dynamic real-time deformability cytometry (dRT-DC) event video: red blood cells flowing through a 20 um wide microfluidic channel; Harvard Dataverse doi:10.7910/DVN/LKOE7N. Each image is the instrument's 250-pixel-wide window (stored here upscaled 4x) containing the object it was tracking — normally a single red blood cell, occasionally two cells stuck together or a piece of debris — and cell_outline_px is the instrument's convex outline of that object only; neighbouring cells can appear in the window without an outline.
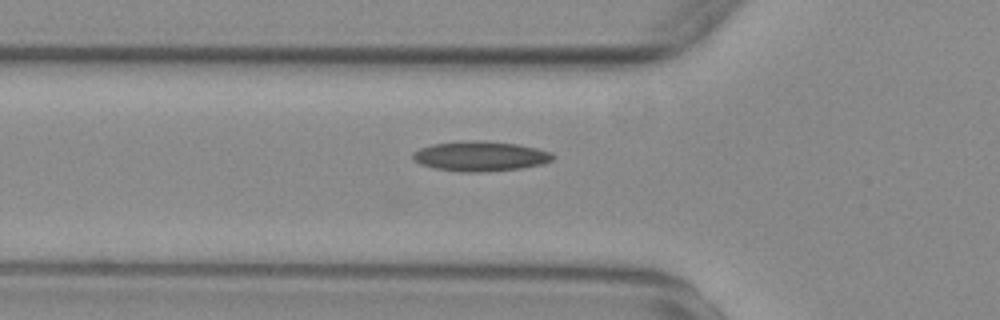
{"species": "common noctule bat (a hibernating species)", "species_latin": "Nyctalus noctula", "temperature_condition": "warm", "stored_images_in_passage": 27, "camera_frame_rate_fps": 3000, "um_per_image_px": 0.085, "animal": {"sex": "female", "body_mass_g": 29.2, "forearm_length_mm": 56.3}, "frame": {"image": 1, "passage_image": 2, "time_ms": 0.333, "image_size_px": [1000, 320], "cell_outline_px": [[556, 156], [552, 160], [540, 164], [520, 168], [484, 172], [460, 172], [436, 168], [420, 164], [412, 160], [412, 152], [420, 148], [432, 144], [468, 140], [476, 140], [516, 144], [536, 148], [552, 152]], "centroid_in_image_um": [40.8, 13.28], "position_along_channel_um": 85.0, "area_um2": 24.39}}
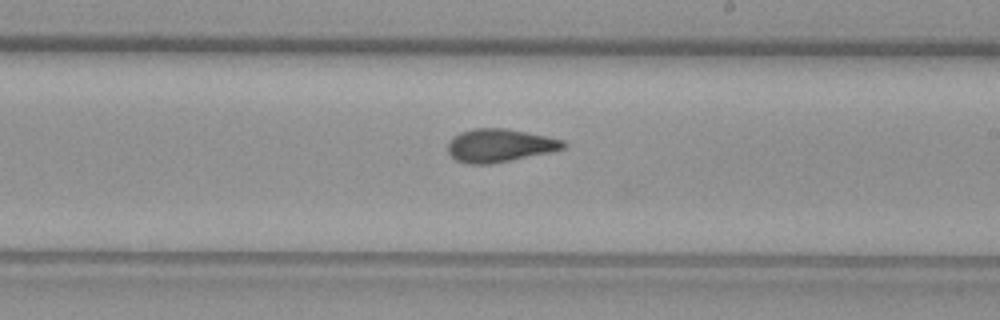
{"frame": {"image": 2, "passage_image": 15, "time_ms": 4.667, "image_size_px": [1000, 320], "cell_outline_px": [[568, 144], [564, 148], [548, 152], [488, 164], [468, 164], [456, 160], [448, 152], [448, 144], [452, 136], [460, 132], [472, 128], [508, 128], [548, 136], [564, 140]], "centroid_in_image_um": [42.45, 12.34], "position_along_channel_um": 246.5, "area_um2": 22.25}}
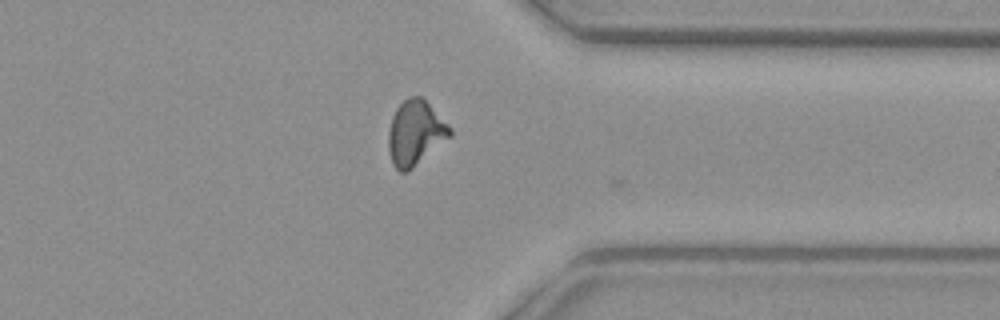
{"frame": {"image": 3, "passage_image": 26, "time_ms": 8.333, "image_size_px": [1000, 320], "cell_outline_px": [[452, 136], [408, 172], [400, 172], [392, 164], [388, 148], [388, 132], [392, 116], [396, 108], [408, 96], [420, 96], [452, 128]], "centroid_in_image_um": [35.29, 11.32], "position_along_channel_um": 376.1, "area_um2": 23.24}}